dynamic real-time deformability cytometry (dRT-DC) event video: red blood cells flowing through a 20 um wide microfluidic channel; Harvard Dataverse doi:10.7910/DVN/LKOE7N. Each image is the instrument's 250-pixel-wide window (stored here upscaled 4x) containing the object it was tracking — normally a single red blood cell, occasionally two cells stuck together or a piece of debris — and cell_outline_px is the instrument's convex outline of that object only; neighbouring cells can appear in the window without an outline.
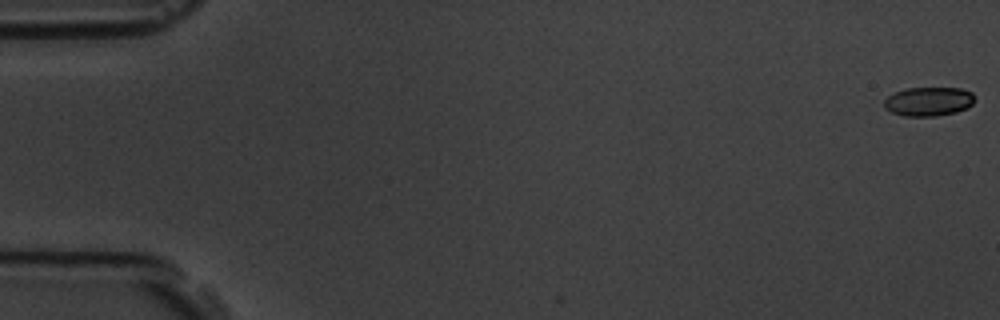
{"species": "common noctule bat (a hibernating species)", "species_latin": "Nyctalus noctula", "temperature_condition": "room temperature", "stored_images_in_passage": 7, "camera_frame_rate_fps": 3000, "um_per_image_px": 0.085, "animal": {"sex": "male", "body_mass_g": 19.5, "forearm_length_mm": 54.6}, "frame": {"image": 1, "passage_image": 1, "time_ms": 0.0, "image_size_px": [1000, 320], "cell_outline_px": [[976, 100], [968, 108], [956, 112], [936, 116], [904, 116], [892, 112], [884, 108], [884, 100], [888, 96], [896, 92], [908, 88], [960, 88], [972, 92]], "centroid_in_image_um": [78.96, 8.63], "position_along_channel_um": 6.0, "area_um2": 15.37}}